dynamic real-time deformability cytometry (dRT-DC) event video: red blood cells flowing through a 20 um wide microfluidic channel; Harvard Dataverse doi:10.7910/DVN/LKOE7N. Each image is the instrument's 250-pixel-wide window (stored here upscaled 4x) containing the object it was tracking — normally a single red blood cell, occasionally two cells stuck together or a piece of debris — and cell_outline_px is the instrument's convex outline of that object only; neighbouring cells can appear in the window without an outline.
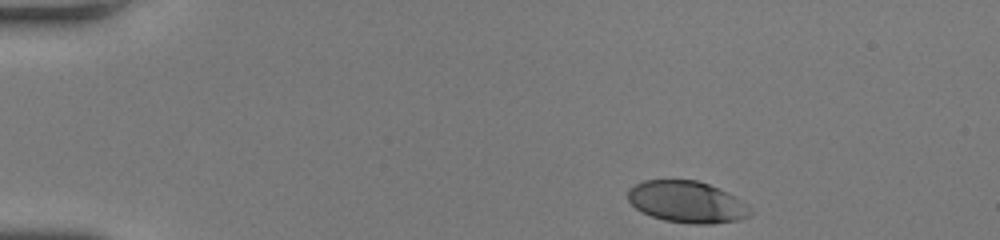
{"species": "human", "species_latin": "Homo sapiens", "temperature_condition": "room temperature", "stored_images_in_passage": 43, "camera_frame_rate_fps": 3000, "um_per_image_px": 0.085, "donor": {"sex": "female"}, "frame": {"image": 1, "passage_image": 1, "time_ms": 0.0, "image_size_px": [1000, 240], "cell_outline_px": [[752, 212], [748, 216], [736, 220], [712, 224], [692, 224], [664, 220], [652, 216], [636, 208], [628, 200], [628, 188], [644, 180], [696, 180], [708, 184], [728, 192], [748, 204], [752, 208]], "centroid_in_image_um": [58.41, 17.16], "position_along_channel_um": 26.6, "area_um2": 29.65}}
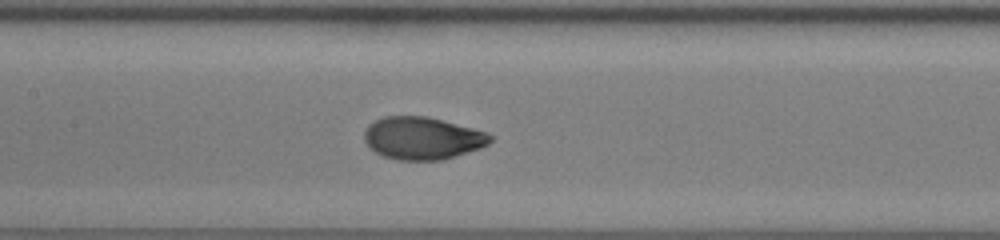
{"frame": {"image": 2, "passage_image": 18, "time_ms": 5.667, "image_size_px": [1000, 240], "cell_outline_px": [[496, 136], [488, 144], [480, 148], [440, 160], [396, 160], [384, 156], [368, 148], [364, 140], [364, 132], [368, 124], [384, 116], [428, 116], [488, 132]], "centroid_in_image_um": [35.9, 11.74], "position_along_channel_um": 171.5, "area_um2": 31.39}}
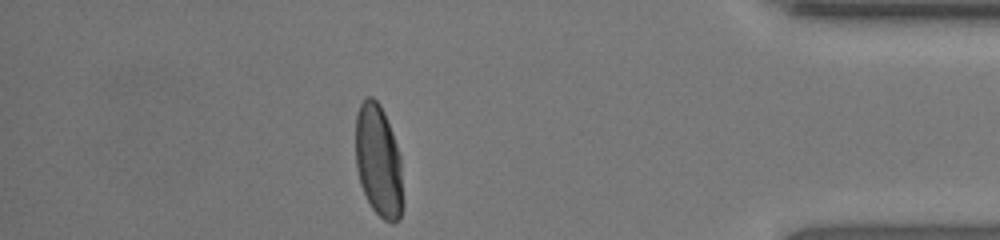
{"frame": {"image": 3, "passage_image": 37, "time_ms": 12.0, "image_size_px": [1000, 240], "cell_outline_px": [[400, 216], [392, 224], [384, 220], [372, 208], [360, 184], [356, 168], [356, 116], [360, 104], [368, 96], [372, 96], [380, 104], [384, 112], [392, 132], [400, 156]], "centroid_in_image_um": [32.13, 13.63], "position_along_channel_um": 403.1, "area_um2": 30.17}, "authors_computed_cell_mechanics": {"area_um2": 31.2698, "velocity_mm_per_s": 4.2266, "shape_relaxation_time_tau1_ms": 3.5009, "shape_relaxation_time_tau2_ms": null, "deformation_change_tau1": 0.1686, "deformation_change_tau2": null}}